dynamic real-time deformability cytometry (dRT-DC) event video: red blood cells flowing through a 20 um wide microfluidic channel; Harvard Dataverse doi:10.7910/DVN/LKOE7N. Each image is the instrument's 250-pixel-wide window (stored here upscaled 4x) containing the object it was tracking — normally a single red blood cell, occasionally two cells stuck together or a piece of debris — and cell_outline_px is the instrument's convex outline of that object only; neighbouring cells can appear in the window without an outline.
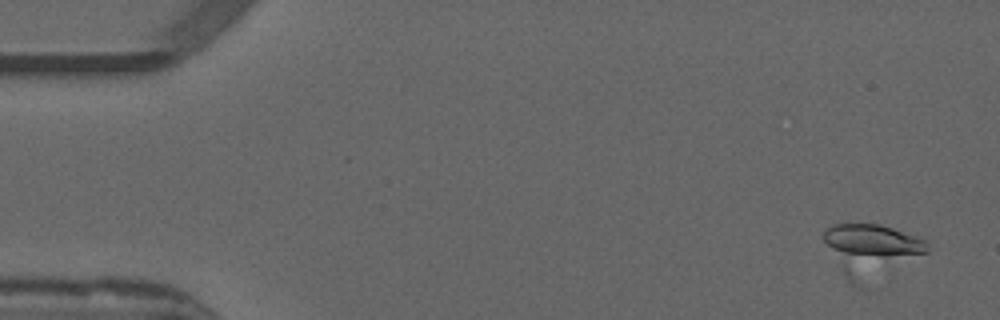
{"species": "common noctule bat (a hibernating species)", "species_latin": "Nyctalus noctula", "temperature_condition": "warm", "stored_images_in_passage": 23, "camera_frame_rate_fps": 3000, "um_per_image_px": 0.085, "animal": {"sex": "male", "forearm_length_mm": 52.5}, "frame": {"image": 1, "passage_image": 1, "time_ms": 0.0, "image_size_px": [1000, 320], "cell_outline_px": [[928, 252], [852, 284], [844, 276], [820, 236], [824, 228], [832, 224], [880, 224], [892, 228], [924, 240], [928, 248]], "centroid_in_image_um": [73.92, 21.13], "position_along_channel_um": 11.1, "area_um2": 29.54}}
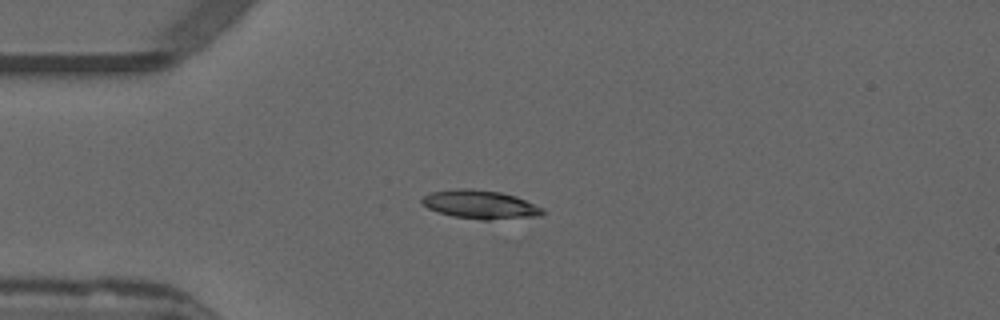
{"frame": {"image": 2, "passage_image": 12, "time_ms": 3.667, "image_size_px": [1000, 320], "cell_outline_px": [[544, 212], [540, 216], [488, 220], [480, 220], [452, 216], [428, 208], [420, 204], [420, 200], [424, 196], [432, 192], [460, 188], [468, 188], [500, 192], [516, 196], [544, 208]], "centroid_in_image_um": [40.82, 17.39], "position_along_channel_um": 44.2, "area_um2": 20.11}}